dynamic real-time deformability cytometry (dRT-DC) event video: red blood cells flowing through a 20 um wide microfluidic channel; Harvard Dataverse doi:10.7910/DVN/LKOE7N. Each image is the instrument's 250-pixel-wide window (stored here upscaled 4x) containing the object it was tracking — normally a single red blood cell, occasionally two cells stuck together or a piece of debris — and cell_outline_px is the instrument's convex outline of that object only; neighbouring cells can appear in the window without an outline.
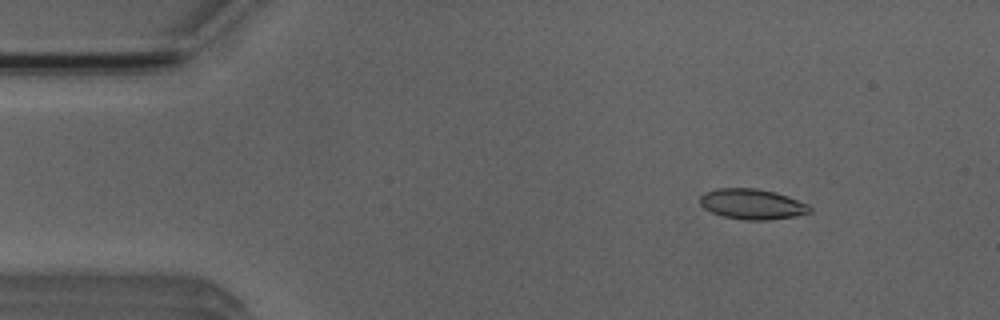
{"species": "Egyptian fruit bat (a non-hibernating species)", "species_latin": "Rousettus aegyptiacus", "temperature_condition": "room temperature", "stored_images_in_passage": 5, "camera_frame_rate_fps": 3000, "um_per_image_px": 0.085, "animal": {"sex": "male"}, "frame": {"image": 1, "passage_image": 2, "time_ms": 2.0, "image_size_px": [1000, 320], "cell_outline_px": [[812, 212], [796, 216], [768, 220], [744, 220], [724, 216], [712, 212], [704, 208], [700, 204], [700, 196], [704, 192], [716, 188], [756, 188], [776, 192], [788, 196], [808, 204], [812, 208]], "centroid_in_image_um": [63.95, 17.34], "position_along_channel_um": 21.1, "area_um2": 19.59}}